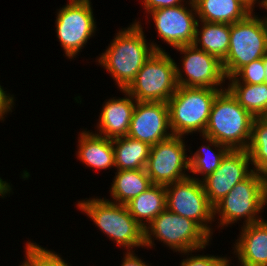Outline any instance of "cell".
<instances>
[{"label": "cell", "mask_w": 267, "mask_h": 266, "mask_svg": "<svg viewBox=\"0 0 267 266\" xmlns=\"http://www.w3.org/2000/svg\"><path fill=\"white\" fill-rule=\"evenodd\" d=\"M263 62L265 66V83H267V55L263 57Z\"/></svg>", "instance_id": "d590c367"}, {"label": "cell", "mask_w": 267, "mask_h": 266, "mask_svg": "<svg viewBox=\"0 0 267 266\" xmlns=\"http://www.w3.org/2000/svg\"><path fill=\"white\" fill-rule=\"evenodd\" d=\"M24 246V260L30 266H72L58 252L44 248L31 239Z\"/></svg>", "instance_id": "4316f807"}, {"label": "cell", "mask_w": 267, "mask_h": 266, "mask_svg": "<svg viewBox=\"0 0 267 266\" xmlns=\"http://www.w3.org/2000/svg\"><path fill=\"white\" fill-rule=\"evenodd\" d=\"M8 182L7 180L2 179V177H0V198H5L7 197L6 195H8V197H10L9 195L14 193L13 192V188H12V184Z\"/></svg>", "instance_id": "d6a6232c"}, {"label": "cell", "mask_w": 267, "mask_h": 266, "mask_svg": "<svg viewBox=\"0 0 267 266\" xmlns=\"http://www.w3.org/2000/svg\"><path fill=\"white\" fill-rule=\"evenodd\" d=\"M185 138L172 135L151 147L145 170L152 184L166 186L189 177V149Z\"/></svg>", "instance_id": "7c38bea8"}, {"label": "cell", "mask_w": 267, "mask_h": 266, "mask_svg": "<svg viewBox=\"0 0 267 266\" xmlns=\"http://www.w3.org/2000/svg\"><path fill=\"white\" fill-rule=\"evenodd\" d=\"M78 210L93 221L95 227L120 249L136 251L144 248V229L131 216L125 204L107 200L105 197H89L76 201ZM135 249V250H134Z\"/></svg>", "instance_id": "7a4b0ae2"}, {"label": "cell", "mask_w": 267, "mask_h": 266, "mask_svg": "<svg viewBox=\"0 0 267 266\" xmlns=\"http://www.w3.org/2000/svg\"><path fill=\"white\" fill-rule=\"evenodd\" d=\"M176 50L182 55L179 61L182 62L181 65L177 62L175 64L178 86L226 89L227 78L222 61L217 57L197 48L194 44L184 45Z\"/></svg>", "instance_id": "8fae6325"}, {"label": "cell", "mask_w": 267, "mask_h": 266, "mask_svg": "<svg viewBox=\"0 0 267 266\" xmlns=\"http://www.w3.org/2000/svg\"><path fill=\"white\" fill-rule=\"evenodd\" d=\"M167 102H137L128 137L151 146L172 136Z\"/></svg>", "instance_id": "9a60e30c"}, {"label": "cell", "mask_w": 267, "mask_h": 266, "mask_svg": "<svg viewBox=\"0 0 267 266\" xmlns=\"http://www.w3.org/2000/svg\"><path fill=\"white\" fill-rule=\"evenodd\" d=\"M246 6H248L252 11H255V7L259 6L260 9L266 12V2L267 0H241ZM258 4V5H257Z\"/></svg>", "instance_id": "836d02e7"}, {"label": "cell", "mask_w": 267, "mask_h": 266, "mask_svg": "<svg viewBox=\"0 0 267 266\" xmlns=\"http://www.w3.org/2000/svg\"><path fill=\"white\" fill-rule=\"evenodd\" d=\"M187 1L188 0H141L139 2L141 6L144 7L142 8L144 9V14L147 15L153 10L179 6L185 4Z\"/></svg>", "instance_id": "f546056e"}, {"label": "cell", "mask_w": 267, "mask_h": 266, "mask_svg": "<svg viewBox=\"0 0 267 266\" xmlns=\"http://www.w3.org/2000/svg\"><path fill=\"white\" fill-rule=\"evenodd\" d=\"M117 30L104 52L95 59L96 64L107 70L118 90H126L137 73L154 52H166L152 39L147 40L140 20ZM150 41V42H147Z\"/></svg>", "instance_id": "6da1fadb"}, {"label": "cell", "mask_w": 267, "mask_h": 266, "mask_svg": "<svg viewBox=\"0 0 267 266\" xmlns=\"http://www.w3.org/2000/svg\"><path fill=\"white\" fill-rule=\"evenodd\" d=\"M253 171L267 176V119L255 117L246 149Z\"/></svg>", "instance_id": "484cf974"}, {"label": "cell", "mask_w": 267, "mask_h": 266, "mask_svg": "<svg viewBox=\"0 0 267 266\" xmlns=\"http://www.w3.org/2000/svg\"><path fill=\"white\" fill-rule=\"evenodd\" d=\"M109 194V201L127 204L131 199L146 191L153 184L145 169L115 170Z\"/></svg>", "instance_id": "7402d4cb"}, {"label": "cell", "mask_w": 267, "mask_h": 266, "mask_svg": "<svg viewBox=\"0 0 267 266\" xmlns=\"http://www.w3.org/2000/svg\"><path fill=\"white\" fill-rule=\"evenodd\" d=\"M125 205L131 216L145 229L155 217L166 209L165 186L153 184Z\"/></svg>", "instance_id": "603a6c76"}, {"label": "cell", "mask_w": 267, "mask_h": 266, "mask_svg": "<svg viewBox=\"0 0 267 266\" xmlns=\"http://www.w3.org/2000/svg\"><path fill=\"white\" fill-rule=\"evenodd\" d=\"M16 99L14 94H10L0 84V121L4 123L5 117L12 113Z\"/></svg>", "instance_id": "4dcf8cb0"}, {"label": "cell", "mask_w": 267, "mask_h": 266, "mask_svg": "<svg viewBox=\"0 0 267 266\" xmlns=\"http://www.w3.org/2000/svg\"><path fill=\"white\" fill-rule=\"evenodd\" d=\"M120 266H151V263L145 262L141 257L139 258L136 252L126 251L123 254Z\"/></svg>", "instance_id": "1f68e13d"}, {"label": "cell", "mask_w": 267, "mask_h": 266, "mask_svg": "<svg viewBox=\"0 0 267 266\" xmlns=\"http://www.w3.org/2000/svg\"><path fill=\"white\" fill-rule=\"evenodd\" d=\"M204 249H206V247L204 248H200L198 250H192V251H187V252H183L180 253L183 256V259L180 262V266H215V264L223 257L222 255L220 256H216V255H212V254H204L201 251ZM198 252L202 253L201 254H197ZM195 255H194V254ZM187 255V256H186ZM186 256V257H185Z\"/></svg>", "instance_id": "f1b7e54d"}, {"label": "cell", "mask_w": 267, "mask_h": 266, "mask_svg": "<svg viewBox=\"0 0 267 266\" xmlns=\"http://www.w3.org/2000/svg\"><path fill=\"white\" fill-rule=\"evenodd\" d=\"M120 92L123 97H110L100 108L94 132L103 137L113 139L128 135L136 100L126 90Z\"/></svg>", "instance_id": "2e32d148"}, {"label": "cell", "mask_w": 267, "mask_h": 266, "mask_svg": "<svg viewBox=\"0 0 267 266\" xmlns=\"http://www.w3.org/2000/svg\"><path fill=\"white\" fill-rule=\"evenodd\" d=\"M232 244L235 260L248 266H267V219L239 228Z\"/></svg>", "instance_id": "e0dca14e"}, {"label": "cell", "mask_w": 267, "mask_h": 266, "mask_svg": "<svg viewBox=\"0 0 267 266\" xmlns=\"http://www.w3.org/2000/svg\"><path fill=\"white\" fill-rule=\"evenodd\" d=\"M19 266H30L25 260L20 262Z\"/></svg>", "instance_id": "8d00e7d4"}, {"label": "cell", "mask_w": 267, "mask_h": 266, "mask_svg": "<svg viewBox=\"0 0 267 266\" xmlns=\"http://www.w3.org/2000/svg\"><path fill=\"white\" fill-rule=\"evenodd\" d=\"M235 264H237L238 266H248V265L240 263L239 261H237V263H235Z\"/></svg>", "instance_id": "74e56055"}, {"label": "cell", "mask_w": 267, "mask_h": 266, "mask_svg": "<svg viewBox=\"0 0 267 266\" xmlns=\"http://www.w3.org/2000/svg\"><path fill=\"white\" fill-rule=\"evenodd\" d=\"M226 89L254 117L267 116V83H227Z\"/></svg>", "instance_id": "d4e9b609"}, {"label": "cell", "mask_w": 267, "mask_h": 266, "mask_svg": "<svg viewBox=\"0 0 267 266\" xmlns=\"http://www.w3.org/2000/svg\"><path fill=\"white\" fill-rule=\"evenodd\" d=\"M267 15V14H266ZM251 12L244 20L231 24L230 44L222 62L226 78L241 67L267 55V16Z\"/></svg>", "instance_id": "52a82bcc"}, {"label": "cell", "mask_w": 267, "mask_h": 266, "mask_svg": "<svg viewBox=\"0 0 267 266\" xmlns=\"http://www.w3.org/2000/svg\"><path fill=\"white\" fill-rule=\"evenodd\" d=\"M82 130L77 139V159L83 165L90 167V170L108 169L110 171L115 168L112 139L94 133L92 130L87 131V128H82Z\"/></svg>", "instance_id": "ac0fdd59"}, {"label": "cell", "mask_w": 267, "mask_h": 266, "mask_svg": "<svg viewBox=\"0 0 267 266\" xmlns=\"http://www.w3.org/2000/svg\"><path fill=\"white\" fill-rule=\"evenodd\" d=\"M144 17H147V23L153 20L157 38L171 48L194 43L198 19L193 0L179 6L153 10Z\"/></svg>", "instance_id": "4fadbf2b"}, {"label": "cell", "mask_w": 267, "mask_h": 266, "mask_svg": "<svg viewBox=\"0 0 267 266\" xmlns=\"http://www.w3.org/2000/svg\"><path fill=\"white\" fill-rule=\"evenodd\" d=\"M91 0H68L56 11L55 32L64 56L76 59L98 31Z\"/></svg>", "instance_id": "ba28073f"}, {"label": "cell", "mask_w": 267, "mask_h": 266, "mask_svg": "<svg viewBox=\"0 0 267 266\" xmlns=\"http://www.w3.org/2000/svg\"><path fill=\"white\" fill-rule=\"evenodd\" d=\"M230 29L231 24L228 23L198 20L193 44L223 62L230 44Z\"/></svg>", "instance_id": "44dd1931"}, {"label": "cell", "mask_w": 267, "mask_h": 266, "mask_svg": "<svg viewBox=\"0 0 267 266\" xmlns=\"http://www.w3.org/2000/svg\"><path fill=\"white\" fill-rule=\"evenodd\" d=\"M197 19L213 23H228L244 20L251 12L241 0H193Z\"/></svg>", "instance_id": "d6986e66"}, {"label": "cell", "mask_w": 267, "mask_h": 266, "mask_svg": "<svg viewBox=\"0 0 267 266\" xmlns=\"http://www.w3.org/2000/svg\"><path fill=\"white\" fill-rule=\"evenodd\" d=\"M176 62L168 52H154L126 91L137 102H168L178 88Z\"/></svg>", "instance_id": "9c48e42d"}, {"label": "cell", "mask_w": 267, "mask_h": 266, "mask_svg": "<svg viewBox=\"0 0 267 266\" xmlns=\"http://www.w3.org/2000/svg\"><path fill=\"white\" fill-rule=\"evenodd\" d=\"M232 257H227V255H224L216 264L215 266H235L234 261L231 260Z\"/></svg>", "instance_id": "e575fe53"}, {"label": "cell", "mask_w": 267, "mask_h": 266, "mask_svg": "<svg viewBox=\"0 0 267 266\" xmlns=\"http://www.w3.org/2000/svg\"><path fill=\"white\" fill-rule=\"evenodd\" d=\"M199 136L202 137V145L194 153L191 147H188L190 149L188 151L190 153L189 176L198 181H202L219 167L223 158L231 149L212 138L204 135ZM191 173L193 176L190 175Z\"/></svg>", "instance_id": "ffe728a7"}, {"label": "cell", "mask_w": 267, "mask_h": 266, "mask_svg": "<svg viewBox=\"0 0 267 266\" xmlns=\"http://www.w3.org/2000/svg\"><path fill=\"white\" fill-rule=\"evenodd\" d=\"M265 206H267L266 175L253 171L214 206V222L217 221L214 225L217 224L215 227L222 230L242 220L241 226L262 221Z\"/></svg>", "instance_id": "3957f363"}, {"label": "cell", "mask_w": 267, "mask_h": 266, "mask_svg": "<svg viewBox=\"0 0 267 266\" xmlns=\"http://www.w3.org/2000/svg\"><path fill=\"white\" fill-rule=\"evenodd\" d=\"M227 82L246 84L265 83V66L263 58L254 60L251 63L244 65L232 77L227 78Z\"/></svg>", "instance_id": "83f0119b"}, {"label": "cell", "mask_w": 267, "mask_h": 266, "mask_svg": "<svg viewBox=\"0 0 267 266\" xmlns=\"http://www.w3.org/2000/svg\"><path fill=\"white\" fill-rule=\"evenodd\" d=\"M254 119L255 117L225 89L216 96L213 102L203 135L231 150H246Z\"/></svg>", "instance_id": "277c9868"}, {"label": "cell", "mask_w": 267, "mask_h": 266, "mask_svg": "<svg viewBox=\"0 0 267 266\" xmlns=\"http://www.w3.org/2000/svg\"><path fill=\"white\" fill-rule=\"evenodd\" d=\"M222 90L178 86L167 102L173 135H203L213 102Z\"/></svg>", "instance_id": "8992f818"}, {"label": "cell", "mask_w": 267, "mask_h": 266, "mask_svg": "<svg viewBox=\"0 0 267 266\" xmlns=\"http://www.w3.org/2000/svg\"><path fill=\"white\" fill-rule=\"evenodd\" d=\"M253 172L246 150H230L219 167L202 180L209 203L214 207L239 182Z\"/></svg>", "instance_id": "5bb4252c"}, {"label": "cell", "mask_w": 267, "mask_h": 266, "mask_svg": "<svg viewBox=\"0 0 267 266\" xmlns=\"http://www.w3.org/2000/svg\"><path fill=\"white\" fill-rule=\"evenodd\" d=\"M155 240L179 254L209 246L212 238L196 222L165 209L144 229V249H155Z\"/></svg>", "instance_id": "5b68a950"}, {"label": "cell", "mask_w": 267, "mask_h": 266, "mask_svg": "<svg viewBox=\"0 0 267 266\" xmlns=\"http://www.w3.org/2000/svg\"><path fill=\"white\" fill-rule=\"evenodd\" d=\"M166 209L196 222L211 238L214 230V207L209 203L202 181L192 177L168 184Z\"/></svg>", "instance_id": "30bf717a"}, {"label": "cell", "mask_w": 267, "mask_h": 266, "mask_svg": "<svg viewBox=\"0 0 267 266\" xmlns=\"http://www.w3.org/2000/svg\"><path fill=\"white\" fill-rule=\"evenodd\" d=\"M115 170L145 169L151 145L128 136L112 139Z\"/></svg>", "instance_id": "cb8c5ba5"}]
</instances>
